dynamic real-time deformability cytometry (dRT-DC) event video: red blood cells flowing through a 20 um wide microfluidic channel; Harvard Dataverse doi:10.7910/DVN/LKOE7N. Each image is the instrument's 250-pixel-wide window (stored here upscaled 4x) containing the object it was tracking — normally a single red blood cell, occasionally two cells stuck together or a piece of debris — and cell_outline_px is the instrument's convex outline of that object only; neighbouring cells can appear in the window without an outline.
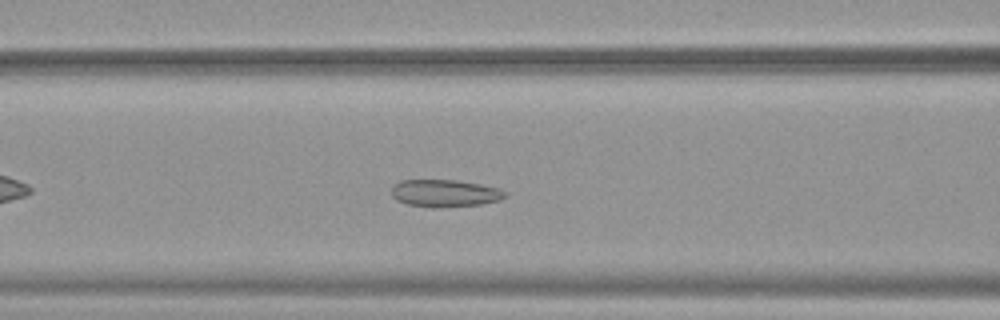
{"species": "common noctule bat (a hibernating species)", "species_latin": "Nyctalus noctula", "temperature_condition": "warm", "stored_images_in_passage": 44, "camera_frame_rate_fps": 3000, "um_per_image_px": 0.085, "animal": {"sex": "female", "body_mass_g": 19.9}, "frame": {"image": 1, "passage_image": 13, "time_ms": 4.0, "image_size_px": [1000, 320], "cell_outline_px": [[508, 196], [500, 200], [480, 204], [440, 208], [432, 208], [408, 204], [396, 200], [392, 196], [392, 188], [400, 180], [456, 180], [480, 184], [496, 188], [508, 192]], "centroid_in_image_um": [37.83, 16.43], "position_along_channel_um": 128.8, "area_um2": 18.15}}
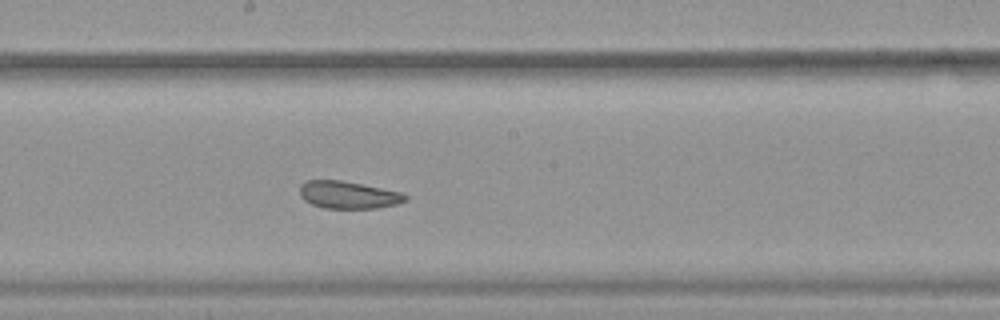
{"frame": {"image": 2, "passage_image": 20, "time_ms": 6.333, "image_size_px": [1000, 320], "cell_outline_px": [[408, 200], [396, 204], [376, 208], [324, 208], [312, 204], [304, 200], [300, 196], [300, 184], [308, 180], [340, 180], [404, 192], [408, 196]], "centroid_in_image_um": [29.63, 16.56], "position_along_channel_um": 218.6, "area_um2": 16.94}}
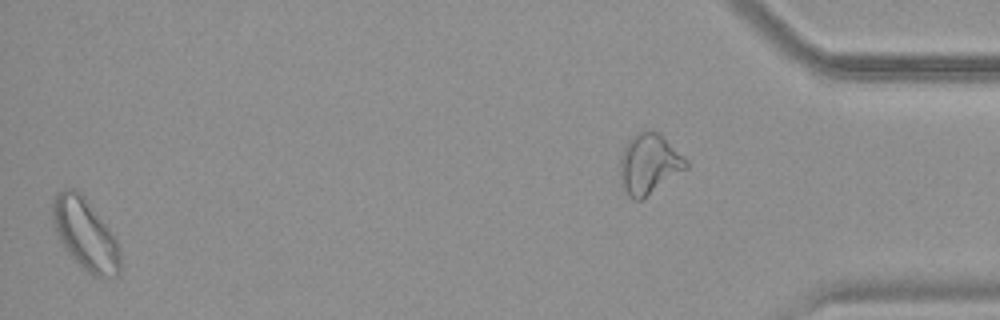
{"frame": {"image": 3, "passage_image": 43, "time_ms": 14.0, "image_size_px": [1000, 320], "cell_outline_px": [[120, 272], [116, 276], [92, 276], [64, 248], [56, 236], [52, 224], [52, 200], [56, 192], [64, 188], [76, 188], [84, 196], [108, 228], [116, 240], [120, 248]], "centroid_in_image_um": [7.21, 19.87], "position_along_channel_um": 428.0, "area_um2": 28.03}, "authors_computed_cell_mechanics": {"area_um2": 19.0162, "velocity_mm_per_s": 3.8665, "shape_relaxation_time_tau1_ms": null, "shape_relaxation_time_tau2_ms": 2.345, "deformation_change_tau1": null, "deformation_change_tau2": 0.0861}}